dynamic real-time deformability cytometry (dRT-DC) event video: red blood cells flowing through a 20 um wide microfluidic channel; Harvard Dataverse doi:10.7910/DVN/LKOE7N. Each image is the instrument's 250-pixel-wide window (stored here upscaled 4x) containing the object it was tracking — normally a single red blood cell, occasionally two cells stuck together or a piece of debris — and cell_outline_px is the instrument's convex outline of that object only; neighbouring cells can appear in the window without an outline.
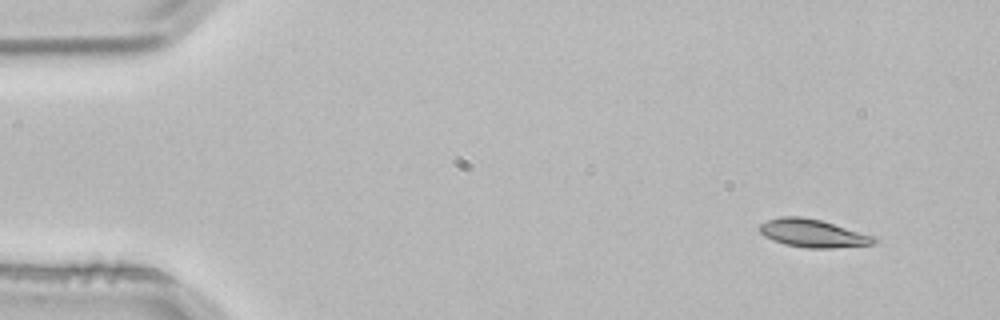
{"species": "common noctule bat (a hibernating species)", "species_latin": "Nyctalus noctula", "temperature_condition": "room temperature", "stored_images_in_passage": 3, "camera_frame_rate_fps": 3000, "um_per_image_px": 0.085, "animal": {"sex": "male", "body_mass_g": 21.5, "forearm_length_mm": 52.0}, "frame": {"image": 1, "passage_image": 1, "time_ms": 0.0, "image_size_px": [1000, 320], "cell_outline_px": [[876, 240], [872, 244], [832, 248], [808, 248], [784, 244], [772, 240], [764, 236], [760, 232], [760, 224], [768, 220], [780, 216], [800, 216], [820, 220], [872, 236]], "centroid_in_image_um": [69.01, 19.83], "position_along_channel_um": 16.0, "area_um2": 18.26}}
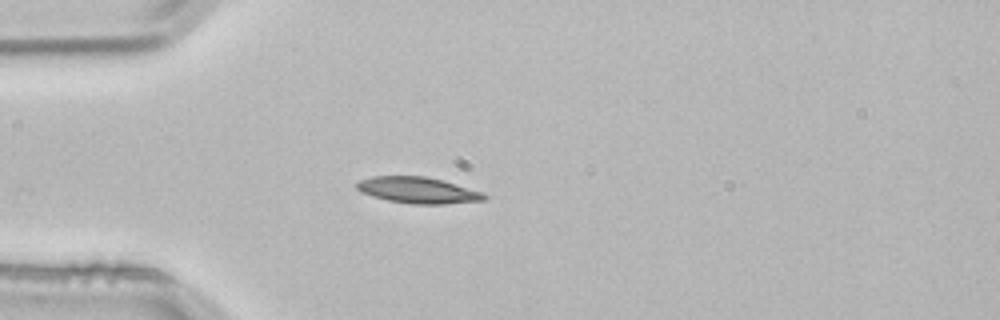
{"frame": {"image": 2, "passage_image": 3, "time_ms": 0.667, "image_size_px": [1000, 320], "cell_outline_px": [[488, 196], [484, 200], [444, 204], [412, 204], [388, 200], [372, 196], [360, 192], [356, 188], [356, 180], [372, 176], [428, 176], [444, 180], [484, 192]], "centroid_in_image_um": [35.52, 16.15], "position_along_channel_um": 49.5, "area_um2": 19.77}}